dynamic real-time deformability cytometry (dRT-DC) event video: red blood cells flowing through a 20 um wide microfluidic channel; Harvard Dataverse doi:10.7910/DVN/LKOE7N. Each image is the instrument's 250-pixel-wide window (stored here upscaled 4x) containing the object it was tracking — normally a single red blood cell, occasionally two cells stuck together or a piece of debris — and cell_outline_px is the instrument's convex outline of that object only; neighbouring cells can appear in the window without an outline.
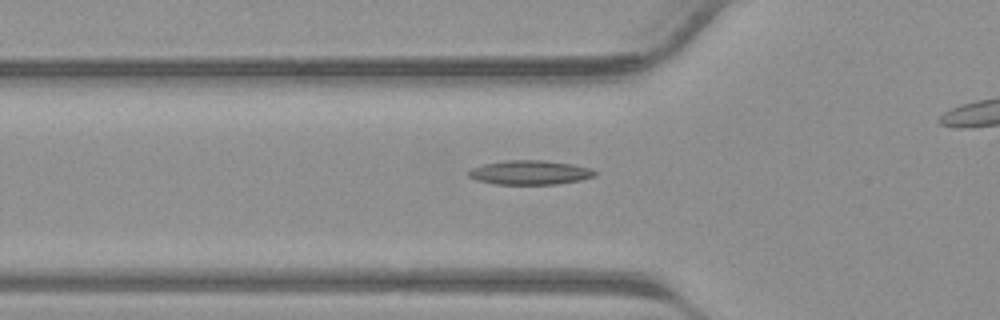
{"species": "common noctule bat (a hibernating species)", "species_latin": "Nyctalus noctula", "temperature_condition": "warm", "stored_images_in_passage": 25, "camera_frame_rate_fps": 3000, "um_per_image_px": 0.085, "animal": {"sex": "male", "body_mass_g": 23.1, "forearm_length_mm": 52.7}, "frame": {"image": 1, "passage_image": 5, "time_ms": 1.333, "image_size_px": [1000, 320], "cell_outline_px": [[596, 176], [580, 180], [556, 184], [496, 184], [476, 180], [468, 176], [468, 172], [472, 168], [484, 164], [504, 160], [544, 160], [572, 164], [592, 168], [596, 172]], "centroid_in_image_um": [45.06, 14.66], "position_along_channel_um": 80.7, "area_um2": 17.86}}
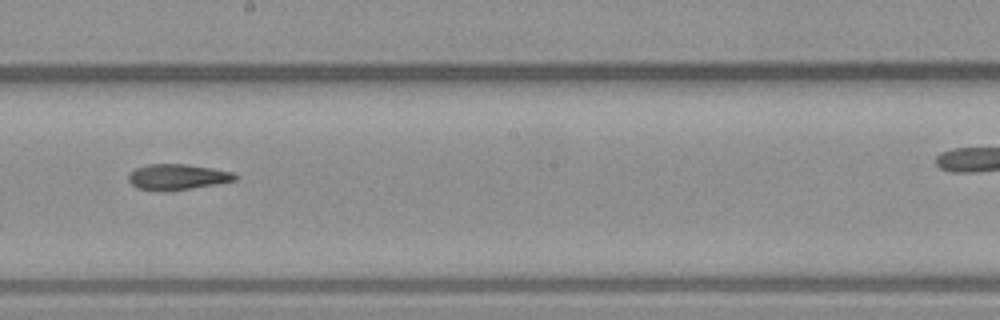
{"frame": {"image": 2, "passage_image": 14, "time_ms": 4.333, "image_size_px": [1000, 320], "cell_outline_px": [[240, 176], [236, 180], [216, 184], [164, 192], [160, 192], [136, 188], [128, 180], [128, 176], [136, 168], [148, 164], [184, 164], [212, 168], [232, 172]], "centroid_in_image_um": [15.07, 15.05], "position_along_channel_um": 233.1, "area_um2": 16.01}}
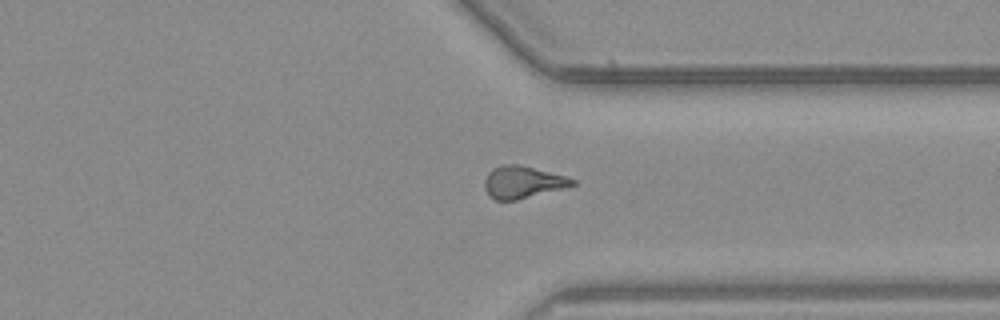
{"frame": {"image": 3, "passage_image": 22, "time_ms": 7.0, "image_size_px": [1000, 320], "cell_outline_px": [[576, 184], [564, 188], [516, 200], [496, 200], [488, 196], [484, 188], [484, 180], [488, 172], [492, 168], [504, 164], [516, 164], [564, 176], [576, 180]], "centroid_in_image_um": [44.37, 15.49], "position_along_channel_um": 367.0, "area_um2": 16.3}}